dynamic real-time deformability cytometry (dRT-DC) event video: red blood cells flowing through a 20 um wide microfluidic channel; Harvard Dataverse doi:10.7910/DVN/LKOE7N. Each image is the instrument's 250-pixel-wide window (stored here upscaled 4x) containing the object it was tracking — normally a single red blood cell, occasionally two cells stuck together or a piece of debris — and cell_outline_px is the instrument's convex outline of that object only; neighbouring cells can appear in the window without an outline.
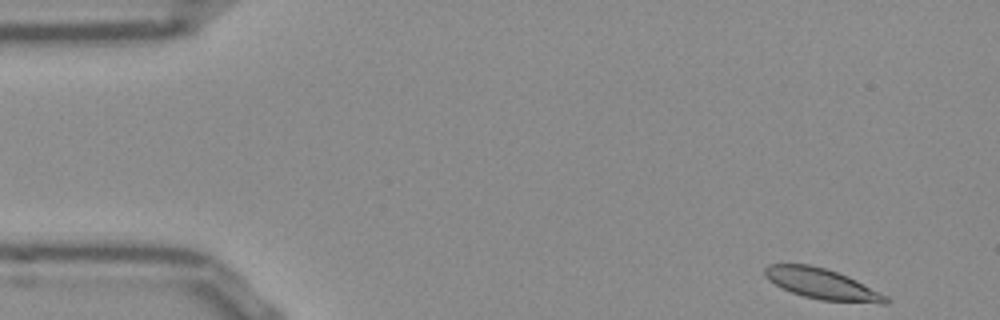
{"species": "Egyptian fruit bat (a non-hibernating species)", "species_latin": "Rousettus aegyptiacus", "temperature_condition": "room temperature", "stored_images_in_passage": 50, "camera_frame_rate_fps": 3000, "um_per_image_px": 0.085, "frame": {"image": 1, "passage_image": 1, "time_ms": 0.0, "image_size_px": [1000, 320], "cell_outline_px": [[892, 300], [888, 304], [880, 304], [820, 300], [804, 296], [780, 288], [768, 280], [764, 276], [764, 268], [768, 264], [808, 264], [824, 268], [848, 276], [888, 296]], "centroid_in_image_um": [69.89, 24.15], "position_along_channel_um": 15.1, "area_um2": 21.79}}
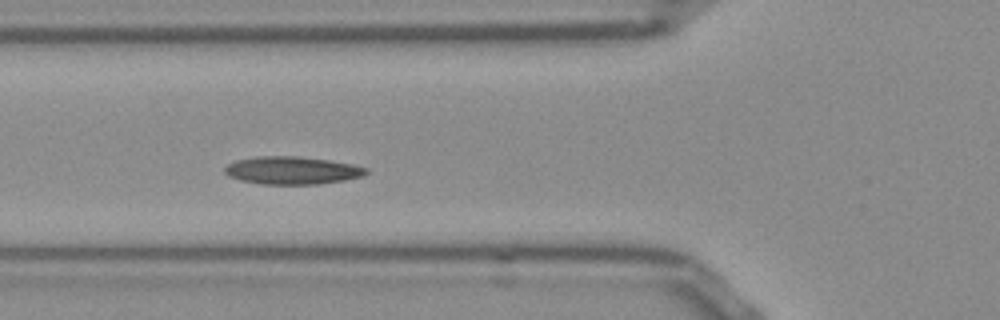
{"frame": {"image": 2, "passage_image": 16, "time_ms": 5.0, "image_size_px": [1000, 320], "cell_outline_px": [[368, 172], [364, 176], [344, 180], [320, 184], [260, 184], [240, 180], [228, 176], [224, 172], [224, 168], [228, 164], [236, 160], [256, 156], [296, 156], [328, 160], [352, 164], [368, 168]], "centroid_in_image_um": [24.82, 14.48], "position_along_channel_um": 101.0, "area_um2": 22.95}}
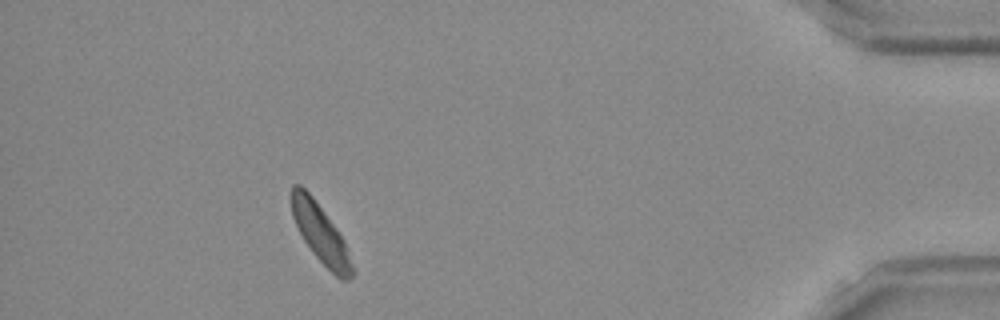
{"frame": {"image": 3, "passage_image": 45, "time_ms": 14.667, "image_size_px": [1000, 320], "cell_outline_px": [[356, 272], [348, 280], [340, 280], [312, 252], [304, 240], [292, 216], [292, 184], [300, 184], [312, 196], [336, 228], [344, 240]], "centroid_in_image_um": [27.28, 19.89], "position_along_channel_um": 407.9, "area_um2": 20.35}}